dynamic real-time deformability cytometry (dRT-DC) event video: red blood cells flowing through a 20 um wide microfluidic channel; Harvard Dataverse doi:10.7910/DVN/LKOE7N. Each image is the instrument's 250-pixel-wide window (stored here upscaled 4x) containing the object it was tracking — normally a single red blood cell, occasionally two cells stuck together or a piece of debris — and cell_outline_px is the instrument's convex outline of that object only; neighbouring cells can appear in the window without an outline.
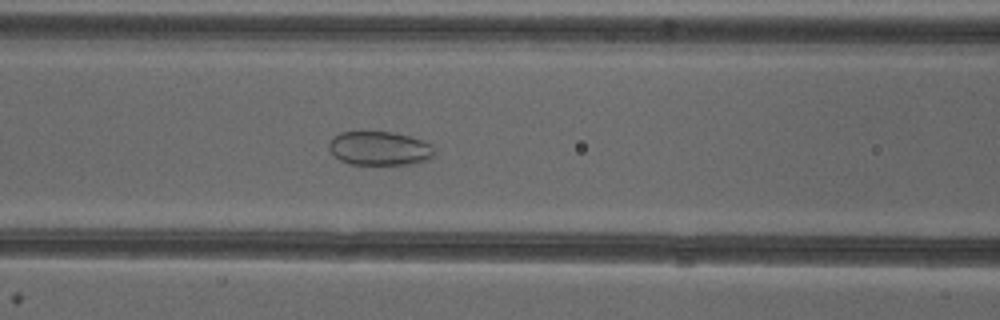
{"species": "common noctule bat (a hibernating species)", "species_latin": "Nyctalus noctula", "temperature_condition": "cold", "stored_images_in_passage": 52, "camera_frame_rate_fps": 3000, "um_per_image_px": 0.085, "animal": {"sex": "female"}, "frame": {"image": 1, "passage_image": 22, "time_ms": 7.0, "image_size_px": [1000, 320], "cell_outline_px": [[436, 152], [428, 160], [412, 164], [348, 164], [332, 156], [328, 148], [328, 144], [332, 136], [340, 132], [392, 132], [408, 136], [432, 144]], "centroid_in_image_um": [32.22, 12.62], "position_along_channel_um": 134.4, "area_um2": 21.04}}
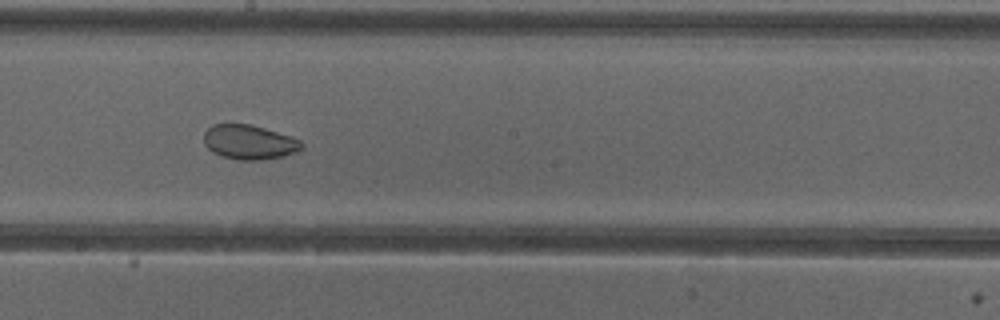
{"frame": {"image": 2, "passage_image": 29, "time_ms": 9.333, "image_size_px": [1000, 320], "cell_outline_px": [[304, 148], [296, 152], [284, 156], [260, 160], [240, 160], [224, 156], [212, 152], [204, 144], [204, 132], [212, 124], [252, 124], [300, 140], [304, 144]], "centroid_in_image_um": [21.18, 12.08], "position_along_channel_um": 227.0, "area_um2": 19.59}}
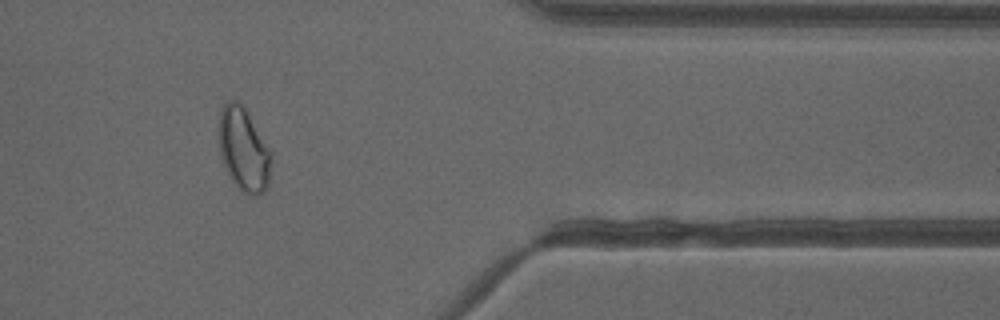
{"frame": {"image": 3, "passage_image": 43, "time_ms": 14.0, "image_size_px": [1000, 320], "cell_outline_px": [[272, 156], [268, 188], [264, 192], [256, 196], [252, 196], [244, 192], [232, 180], [220, 156], [220, 112], [224, 104], [228, 100], [236, 100], [248, 112], [272, 152]], "centroid_in_image_um": [20.75, 12.72], "position_along_channel_um": 390.6, "area_um2": 25.32}, "authors_computed_cell_mechanics": {"area_um2": 26.4724, "velocity_mm_per_s": 3.9707, "shape_relaxation_time_tau1_ms": null, "shape_relaxation_time_tau2_ms": 2.0199, "deformation_change_tau1": null, "deformation_change_tau2": 0.0594}}